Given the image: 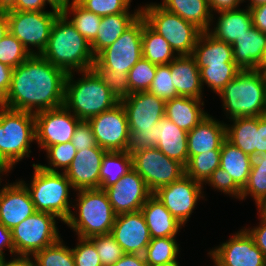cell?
<instances>
[{
  "label": "cell",
  "instance_id": "7402d4cb",
  "mask_svg": "<svg viewBox=\"0 0 266 266\" xmlns=\"http://www.w3.org/2000/svg\"><path fill=\"white\" fill-rule=\"evenodd\" d=\"M226 123L217 120L210 114L197 124L187 134L188 159L191 156L221 150V145L226 139Z\"/></svg>",
  "mask_w": 266,
  "mask_h": 266
},
{
  "label": "cell",
  "instance_id": "7c38bea8",
  "mask_svg": "<svg viewBox=\"0 0 266 266\" xmlns=\"http://www.w3.org/2000/svg\"><path fill=\"white\" fill-rule=\"evenodd\" d=\"M130 154L133 169L144 179L152 193L185 175V166L168 158L157 147Z\"/></svg>",
  "mask_w": 266,
  "mask_h": 266
},
{
  "label": "cell",
  "instance_id": "e7e4bbea",
  "mask_svg": "<svg viewBox=\"0 0 266 266\" xmlns=\"http://www.w3.org/2000/svg\"><path fill=\"white\" fill-rule=\"evenodd\" d=\"M74 0H45L51 9L62 13Z\"/></svg>",
  "mask_w": 266,
  "mask_h": 266
},
{
  "label": "cell",
  "instance_id": "ac0fdd59",
  "mask_svg": "<svg viewBox=\"0 0 266 266\" xmlns=\"http://www.w3.org/2000/svg\"><path fill=\"white\" fill-rule=\"evenodd\" d=\"M120 102L127 116L129 131L155 129L165 116L166 101L148 91L132 93Z\"/></svg>",
  "mask_w": 266,
  "mask_h": 266
},
{
  "label": "cell",
  "instance_id": "74e56055",
  "mask_svg": "<svg viewBox=\"0 0 266 266\" xmlns=\"http://www.w3.org/2000/svg\"><path fill=\"white\" fill-rule=\"evenodd\" d=\"M62 13L69 17V21L89 43L96 38L101 16L86 10L77 1H73Z\"/></svg>",
  "mask_w": 266,
  "mask_h": 266
},
{
  "label": "cell",
  "instance_id": "6f0895ef",
  "mask_svg": "<svg viewBox=\"0 0 266 266\" xmlns=\"http://www.w3.org/2000/svg\"><path fill=\"white\" fill-rule=\"evenodd\" d=\"M9 250V253L15 255V247L12 241V230L0 224V254L5 255L4 250Z\"/></svg>",
  "mask_w": 266,
  "mask_h": 266
},
{
  "label": "cell",
  "instance_id": "2644e50d",
  "mask_svg": "<svg viewBox=\"0 0 266 266\" xmlns=\"http://www.w3.org/2000/svg\"><path fill=\"white\" fill-rule=\"evenodd\" d=\"M244 2H246V0H244ZM247 2L249 3L245 7H248L249 9L261 4H266V0H248Z\"/></svg>",
  "mask_w": 266,
  "mask_h": 266
},
{
  "label": "cell",
  "instance_id": "44dd1931",
  "mask_svg": "<svg viewBox=\"0 0 266 266\" xmlns=\"http://www.w3.org/2000/svg\"><path fill=\"white\" fill-rule=\"evenodd\" d=\"M106 152L107 150L98 145L76 152L73 161L64 172L74 191L100 188V168Z\"/></svg>",
  "mask_w": 266,
  "mask_h": 266
},
{
  "label": "cell",
  "instance_id": "e575fe53",
  "mask_svg": "<svg viewBox=\"0 0 266 266\" xmlns=\"http://www.w3.org/2000/svg\"><path fill=\"white\" fill-rule=\"evenodd\" d=\"M132 168L129 151H107L100 168V189L104 190L115 184Z\"/></svg>",
  "mask_w": 266,
  "mask_h": 266
},
{
  "label": "cell",
  "instance_id": "d6986e66",
  "mask_svg": "<svg viewBox=\"0 0 266 266\" xmlns=\"http://www.w3.org/2000/svg\"><path fill=\"white\" fill-rule=\"evenodd\" d=\"M111 234L126 254L143 255L151 240L140 210L116 215Z\"/></svg>",
  "mask_w": 266,
  "mask_h": 266
},
{
  "label": "cell",
  "instance_id": "603a6c76",
  "mask_svg": "<svg viewBox=\"0 0 266 266\" xmlns=\"http://www.w3.org/2000/svg\"><path fill=\"white\" fill-rule=\"evenodd\" d=\"M215 13L218 14L217 20L214 17L216 16ZM215 13H213L207 32L214 38L226 43L232 44L253 26L251 11L248 7L246 9L221 10ZM212 25L214 26L212 27Z\"/></svg>",
  "mask_w": 266,
  "mask_h": 266
},
{
  "label": "cell",
  "instance_id": "ee69618b",
  "mask_svg": "<svg viewBox=\"0 0 266 266\" xmlns=\"http://www.w3.org/2000/svg\"><path fill=\"white\" fill-rule=\"evenodd\" d=\"M91 69L118 100L131 94L127 73H114L111 69L103 68L96 60Z\"/></svg>",
  "mask_w": 266,
  "mask_h": 266
},
{
  "label": "cell",
  "instance_id": "d6a6232c",
  "mask_svg": "<svg viewBox=\"0 0 266 266\" xmlns=\"http://www.w3.org/2000/svg\"><path fill=\"white\" fill-rule=\"evenodd\" d=\"M226 126V139L251 155L256 153V132L258 131V117H237L230 120Z\"/></svg>",
  "mask_w": 266,
  "mask_h": 266
},
{
  "label": "cell",
  "instance_id": "f907efd6",
  "mask_svg": "<svg viewBox=\"0 0 266 266\" xmlns=\"http://www.w3.org/2000/svg\"><path fill=\"white\" fill-rule=\"evenodd\" d=\"M208 184L212 189L217 192H223L225 195L239 199L242 194V189L234 182L233 178L228 174L226 170L217 168L208 180L203 184Z\"/></svg>",
  "mask_w": 266,
  "mask_h": 266
},
{
  "label": "cell",
  "instance_id": "5b68a950",
  "mask_svg": "<svg viewBox=\"0 0 266 266\" xmlns=\"http://www.w3.org/2000/svg\"><path fill=\"white\" fill-rule=\"evenodd\" d=\"M75 192L77 198L72 204L75 212L71 211L65 224L81 238L111 233L116 214L106 192L100 188Z\"/></svg>",
  "mask_w": 266,
  "mask_h": 266
},
{
  "label": "cell",
  "instance_id": "277c9868",
  "mask_svg": "<svg viewBox=\"0 0 266 266\" xmlns=\"http://www.w3.org/2000/svg\"><path fill=\"white\" fill-rule=\"evenodd\" d=\"M76 73L82 74L77 80L74 72L67 73L64 106L80 120L87 121L120 102L92 69Z\"/></svg>",
  "mask_w": 266,
  "mask_h": 266
},
{
  "label": "cell",
  "instance_id": "6125c7cd",
  "mask_svg": "<svg viewBox=\"0 0 266 266\" xmlns=\"http://www.w3.org/2000/svg\"><path fill=\"white\" fill-rule=\"evenodd\" d=\"M113 266H147L143 255L124 254Z\"/></svg>",
  "mask_w": 266,
  "mask_h": 266
},
{
  "label": "cell",
  "instance_id": "e0dca14e",
  "mask_svg": "<svg viewBox=\"0 0 266 266\" xmlns=\"http://www.w3.org/2000/svg\"><path fill=\"white\" fill-rule=\"evenodd\" d=\"M104 191L116 215L139 211L153 194L133 168Z\"/></svg>",
  "mask_w": 266,
  "mask_h": 266
},
{
  "label": "cell",
  "instance_id": "8992f818",
  "mask_svg": "<svg viewBox=\"0 0 266 266\" xmlns=\"http://www.w3.org/2000/svg\"><path fill=\"white\" fill-rule=\"evenodd\" d=\"M33 175L30 183L20 180L28 189L35 210L47 212L65 223L69 218L73 201L70 200L71 182L64 172H50L33 163Z\"/></svg>",
  "mask_w": 266,
  "mask_h": 266
},
{
  "label": "cell",
  "instance_id": "f35d334b",
  "mask_svg": "<svg viewBox=\"0 0 266 266\" xmlns=\"http://www.w3.org/2000/svg\"><path fill=\"white\" fill-rule=\"evenodd\" d=\"M221 150H212L191 156L185 166V175L204 184L220 166Z\"/></svg>",
  "mask_w": 266,
  "mask_h": 266
},
{
  "label": "cell",
  "instance_id": "34e18365",
  "mask_svg": "<svg viewBox=\"0 0 266 266\" xmlns=\"http://www.w3.org/2000/svg\"><path fill=\"white\" fill-rule=\"evenodd\" d=\"M147 266H180V265H147Z\"/></svg>",
  "mask_w": 266,
  "mask_h": 266
},
{
  "label": "cell",
  "instance_id": "db71d44e",
  "mask_svg": "<svg viewBox=\"0 0 266 266\" xmlns=\"http://www.w3.org/2000/svg\"><path fill=\"white\" fill-rule=\"evenodd\" d=\"M259 216V225L253 226V228H250V226L244 227L249 234L254 239L255 245L262 251V253L266 257V217L258 215Z\"/></svg>",
  "mask_w": 266,
  "mask_h": 266
},
{
  "label": "cell",
  "instance_id": "681fc988",
  "mask_svg": "<svg viewBox=\"0 0 266 266\" xmlns=\"http://www.w3.org/2000/svg\"><path fill=\"white\" fill-rule=\"evenodd\" d=\"M76 246L72 247L75 266H102L94 243L89 238L77 236Z\"/></svg>",
  "mask_w": 266,
  "mask_h": 266
},
{
  "label": "cell",
  "instance_id": "9c48e42d",
  "mask_svg": "<svg viewBox=\"0 0 266 266\" xmlns=\"http://www.w3.org/2000/svg\"><path fill=\"white\" fill-rule=\"evenodd\" d=\"M59 14L60 12L54 9L50 11H6L9 32L23 44L31 55H41L47 46L52 25Z\"/></svg>",
  "mask_w": 266,
  "mask_h": 266
},
{
  "label": "cell",
  "instance_id": "91938a15",
  "mask_svg": "<svg viewBox=\"0 0 266 266\" xmlns=\"http://www.w3.org/2000/svg\"><path fill=\"white\" fill-rule=\"evenodd\" d=\"M266 152V115L258 117L256 132V153Z\"/></svg>",
  "mask_w": 266,
  "mask_h": 266
},
{
  "label": "cell",
  "instance_id": "89a4df30",
  "mask_svg": "<svg viewBox=\"0 0 266 266\" xmlns=\"http://www.w3.org/2000/svg\"><path fill=\"white\" fill-rule=\"evenodd\" d=\"M256 70L261 71V72L266 71V47L264 49V53H263L262 59L260 61V64Z\"/></svg>",
  "mask_w": 266,
  "mask_h": 266
},
{
  "label": "cell",
  "instance_id": "cb8c5ba5",
  "mask_svg": "<svg viewBox=\"0 0 266 266\" xmlns=\"http://www.w3.org/2000/svg\"><path fill=\"white\" fill-rule=\"evenodd\" d=\"M173 85L178 96L203 99L204 89L201 82L200 70L192 55L177 56L169 64Z\"/></svg>",
  "mask_w": 266,
  "mask_h": 266
},
{
  "label": "cell",
  "instance_id": "c3c4849f",
  "mask_svg": "<svg viewBox=\"0 0 266 266\" xmlns=\"http://www.w3.org/2000/svg\"><path fill=\"white\" fill-rule=\"evenodd\" d=\"M148 92L165 101L178 97L168 64L157 65L155 77Z\"/></svg>",
  "mask_w": 266,
  "mask_h": 266
},
{
  "label": "cell",
  "instance_id": "7bdbcfd3",
  "mask_svg": "<svg viewBox=\"0 0 266 266\" xmlns=\"http://www.w3.org/2000/svg\"><path fill=\"white\" fill-rule=\"evenodd\" d=\"M157 65L145 58H141L128 72V82L131 94L145 92L151 87L156 73Z\"/></svg>",
  "mask_w": 266,
  "mask_h": 266
},
{
  "label": "cell",
  "instance_id": "60d3db41",
  "mask_svg": "<svg viewBox=\"0 0 266 266\" xmlns=\"http://www.w3.org/2000/svg\"><path fill=\"white\" fill-rule=\"evenodd\" d=\"M33 257L37 266H75L72 248L66 246L62 238L36 252Z\"/></svg>",
  "mask_w": 266,
  "mask_h": 266
},
{
  "label": "cell",
  "instance_id": "b9f144b4",
  "mask_svg": "<svg viewBox=\"0 0 266 266\" xmlns=\"http://www.w3.org/2000/svg\"><path fill=\"white\" fill-rule=\"evenodd\" d=\"M48 165H41L50 172H65L76 155V148L71 141L49 146L46 150Z\"/></svg>",
  "mask_w": 266,
  "mask_h": 266
},
{
  "label": "cell",
  "instance_id": "836d02e7",
  "mask_svg": "<svg viewBox=\"0 0 266 266\" xmlns=\"http://www.w3.org/2000/svg\"><path fill=\"white\" fill-rule=\"evenodd\" d=\"M143 58L156 65H166L173 61L177 55L170 44L147 23L142 30Z\"/></svg>",
  "mask_w": 266,
  "mask_h": 266
},
{
  "label": "cell",
  "instance_id": "03108f58",
  "mask_svg": "<svg viewBox=\"0 0 266 266\" xmlns=\"http://www.w3.org/2000/svg\"><path fill=\"white\" fill-rule=\"evenodd\" d=\"M9 33V24L5 11H0V40Z\"/></svg>",
  "mask_w": 266,
  "mask_h": 266
},
{
  "label": "cell",
  "instance_id": "11e5206c",
  "mask_svg": "<svg viewBox=\"0 0 266 266\" xmlns=\"http://www.w3.org/2000/svg\"><path fill=\"white\" fill-rule=\"evenodd\" d=\"M0 166H5V165L1 162V160H0Z\"/></svg>",
  "mask_w": 266,
  "mask_h": 266
},
{
  "label": "cell",
  "instance_id": "11a10c76",
  "mask_svg": "<svg viewBox=\"0 0 266 266\" xmlns=\"http://www.w3.org/2000/svg\"><path fill=\"white\" fill-rule=\"evenodd\" d=\"M13 68L0 62V102L7 95L12 79Z\"/></svg>",
  "mask_w": 266,
  "mask_h": 266
},
{
  "label": "cell",
  "instance_id": "6da1fadb",
  "mask_svg": "<svg viewBox=\"0 0 266 266\" xmlns=\"http://www.w3.org/2000/svg\"><path fill=\"white\" fill-rule=\"evenodd\" d=\"M67 73L41 55H31L13 69L10 89L0 105L37 113L64 105Z\"/></svg>",
  "mask_w": 266,
  "mask_h": 266
},
{
  "label": "cell",
  "instance_id": "52a82bcc",
  "mask_svg": "<svg viewBox=\"0 0 266 266\" xmlns=\"http://www.w3.org/2000/svg\"><path fill=\"white\" fill-rule=\"evenodd\" d=\"M36 142L35 114L0 105V160L11 171L22 159L30 157Z\"/></svg>",
  "mask_w": 266,
  "mask_h": 266
},
{
  "label": "cell",
  "instance_id": "94428289",
  "mask_svg": "<svg viewBox=\"0 0 266 266\" xmlns=\"http://www.w3.org/2000/svg\"><path fill=\"white\" fill-rule=\"evenodd\" d=\"M212 13L221 10L237 9L244 0H208ZM214 11V12H213Z\"/></svg>",
  "mask_w": 266,
  "mask_h": 266
},
{
  "label": "cell",
  "instance_id": "1f68e13d",
  "mask_svg": "<svg viewBox=\"0 0 266 266\" xmlns=\"http://www.w3.org/2000/svg\"><path fill=\"white\" fill-rule=\"evenodd\" d=\"M219 167L226 170L234 182L243 190L251 171L250 155L225 139L221 145Z\"/></svg>",
  "mask_w": 266,
  "mask_h": 266
},
{
  "label": "cell",
  "instance_id": "30bf717a",
  "mask_svg": "<svg viewBox=\"0 0 266 266\" xmlns=\"http://www.w3.org/2000/svg\"><path fill=\"white\" fill-rule=\"evenodd\" d=\"M57 220L60 221L53 214L36 211L13 227L11 230L15 255H34L57 242L61 238Z\"/></svg>",
  "mask_w": 266,
  "mask_h": 266
},
{
  "label": "cell",
  "instance_id": "7dc6e473",
  "mask_svg": "<svg viewBox=\"0 0 266 266\" xmlns=\"http://www.w3.org/2000/svg\"><path fill=\"white\" fill-rule=\"evenodd\" d=\"M95 245L102 266H113L125 253L111 233L89 238Z\"/></svg>",
  "mask_w": 266,
  "mask_h": 266
},
{
  "label": "cell",
  "instance_id": "8fae6325",
  "mask_svg": "<svg viewBox=\"0 0 266 266\" xmlns=\"http://www.w3.org/2000/svg\"><path fill=\"white\" fill-rule=\"evenodd\" d=\"M146 23L141 15L123 34L111 45L104 48L95 60L114 73H127L143 57L142 30Z\"/></svg>",
  "mask_w": 266,
  "mask_h": 266
},
{
  "label": "cell",
  "instance_id": "d4e9b609",
  "mask_svg": "<svg viewBox=\"0 0 266 266\" xmlns=\"http://www.w3.org/2000/svg\"><path fill=\"white\" fill-rule=\"evenodd\" d=\"M156 147L168 158L187 165L188 162V132L179 128L165 116L155 125Z\"/></svg>",
  "mask_w": 266,
  "mask_h": 266
},
{
  "label": "cell",
  "instance_id": "4316f807",
  "mask_svg": "<svg viewBox=\"0 0 266 266\" xmlns=\"http://www.w3.org/2000/svg\"><path fill=\"white\" fill-rule=\"evenodd\" d=\"M140 211L144 216L151 238L177 237L183 227L153 194Z\"/></svg>",
  "mask_w": 266,
  "mask_h": 266
},
{
  "label": "cell",
  "instance_id": "f5cc1de1",
  "mask_svg": "<svg viewBox=\"0 0 266 266\" xmlns=\"http://www.w3.org/2000/svg\"><path fill=\"white\" fill-rule=\"evenodd\" d=\"M129 132L130 145L128 151L130 153L156 147V129Z\"/></svg>",
  "mask_w": 266,
  "mask_h": 266
},
{
  "label": "cell",
  "instance_id": "4fadbf2b",
  "mask_svg": "<svg viewBox=\"0 0 266 266\" xmlns=\"http://www.w3.org/2000/svg\"><path fill=\"white\" fill-rule=\"evenodd\" d=\"M204 185L186 175L171 184L158 188L153 195L158 198L173 215V217L185 227L198 200L204 197Z\"/></svg>",
  "mask_w": 266,
  "mask_h": 266
},
{
  "label": "cell",
  "instance_id": "8c879c8a",
  "mask_svg": "<svg viewBox=\"0 0 266 266\" xmlns=\"http://www.w3.org/2000/svg\"><path fill=\"white\" fill-rule=\"evenodd\" d=\"M8 172L11 173V171L6 166H0V183H2L3 181V175L8 174Z\"/></svg>",
  "mask_w": 266,
  "mask_h": 266
},
{
  "label": "cell",
  "instance_id": "8d00e7d4",
  "mask_svg": "<svg viewBox=\"0 0 266 266\" xmlns=\"http://www.w3.org/2000/svg\"><path fill=\"white\" fill-rule=\"evenodd\" d=\"M250 166L249 179L242 190L240 201L250 195L257 205L266 196V152L251 154Z\"/></svg>",
  "mask_w": 266,
  "mask_h": 266
},
{
  "label": "cell",
  "instance_id": "f6af8a7d",
  "mask_svg": "<svg viewBox=\"0 0 266 266\" xmlns=\"http://www.w3.org/2000/svg\"><path fill=\"white\" fill-rule=\"evenodd\" d=\"M31 54L23 44L10 32L0 40V62L16 68L27 60Z\"/></svg>",
  "mask_w": 266,
  "mask_h": 266
},
{
  "label": "cell",
  "instance_id": "9a60e30c",
  "mask_svg": "<svg viewBox=\"0 0 266 266\" xmlns=\"http://www.w3.org/2000/svg\"><path fill=\"white\" fill-rule=\"evenodd\" d=\"M97 145L107 151H128L130 132L123 105L119 102L112 109L89 118Z\"/></svg>",
  "mask_w": 266,
  "mask_h": 266
},
{
  "label": "cell",
  "instance_id": "ba28073f",
  "mask_svg": "<svg viewBox=\"0 0 266 266\" xmlns=\"http://www.w3.org/2000/svg\"><path fill=\"white\" fill-rule=\"evenodd\" d=\"M141 15L146 23L170 44L177 56L192 55L203 32L200 28L167 11L159 3L152 2L141 6Z\"/></svg>",
  "mask_w": 266,
  "mask_h": 266
},
{
  "label": "cell",
  "instance_id": "753ad0ef",
  "mask_svg": "<svg viewBox=\"0 0 266 266\" xmlns=\"http://www.w3.org/2000/svg\"><path fill=\"white\" fill-rule=\"evenodd\" d=\"M6 261L5 255L0 254V266H3Z\"/></svg>",
  "mask_w": 266,
  "mask_h": 266
},
{
  "label": "cell",
  "instance_id": "4dcf8cb0",
  "mask_svg": "<svg viewBox=\"0 0 266 266\" xmlns=\"http://www.w3.org/2000/svg\"><path fill=\"white\" fill-rule=\"evenodd\" d=\"M160 5L167 11L193 23L203 32L210 27L213 13L208 0H162Z\"/></svg>",
  "mask_w": 266,
  "mask_h": 266
},
{
  "label": "cell",
  "instance_id": "680465c9",
  "mask_svg": "<svg viewBox=\"0 0 266 266\" xmlns=\"http://www.w3.org/2000/svg\"><path fill=\"white\" fill-rule=\"evenodd\" d=\"M46 6L48 5L45 0H16V4L11 10L45 11Z\"/></svg>",
  "mask_w": 266,
  "mask_h": 266
},
{
  "label": "cell",
  "instance_id": "f1b7e54d",
  "mask_svg": "<svg viewBox=\"0 0 266 266\" xmlns=\"http://www.w3.org/2000/svg\"><path fill=\"white\" fill-rule=\"evenodd\" d=\"M192 56L199 70L208 64H235L232 45L214 38L207 31L201 33Z\"/></svg>",
  "mask_w": 266,
  "mask_h": 266
},
{
  "label": "cell",
  "instance_id": "d590c367",
  "mask_svg": "<svg viewBox=\"0 0 266 266\" xmlns=\"http://www.w3.org/2000/svg\"><path fill=\"white\" fill-rule=\"evenodd\" d=\"M180 244L176 237L151 238L143 254L147 265H179Z\"/></svg>",
  "mask_w": 266,
  "mask_h": 266
},
{
  "label": "cell",
  "instance_id": "be15d7a7",
  "mask_svg": "<svg viewBox=\"0 0 266 266\" xmlns=\"http://www.w3.org/2000/svg\"><path fill=\"white\" fill-rule=\"evenodd\" d=\"M3 266H37V262L33 255H13Z\"/></svg>",
  "mask_w": 266,
  "mask_h": 266
},
{
  "label": "cell",
  "instance_id": "ab89813d",
  "mask_svg": "<svg viewBox=\"0 0 266 266\" xmlns=\"http://www.w3.org/2000/svg\"><path fill=\"white\" fill-rule=\"evenodd\" d=\"M241 71L236 64H208L200 69L202 86L207 85L215 94L220 91Z\"/></svg>",
  "mask_w": 266,
  "mask_h": 266
},
{
  "label": "cell",
  "instance_id": "484cf974",
  "mask_svg": "<svg viewBox=\"0 0 266 266\" xmlns=\"http://www.w3.org/2000/svg\"><path fill=\"white\" fill-rule=\"evenodd\" d=\"M231 45L235 64L241 70H256L266 47V34L252 26Z\"/></svg>",
  "mask_w": 266,
  "mask_h": 266
},
{
  "label": "cell",
  "instance_id": "3957f363",
  "mask_svg": "<svg viewBox=\"0 0 266 266\" xmlns=\"http://www.w3.org/2000/svg\"><path fill=\"white\" fill-rule=\"evenodd\" d=\"M227 119L266 115V75L241 70L218 94Z\"/></svg>",
  "mask_w": 266,
  "mask_h": 266
},
{
  "label": "cell",
  "instance_id": "5bb4252c",
  "mask_svg": "<svg viewBox=\"0 0 266 266\" xmlns=\"http://www.w3.org/2000/svg\"><path fill=\"white\" fill-rule=\"evenodd\" d=\"M207 253L214 266H265L266 257L243 227Z\"/></svg>",
  "mask_w": 266,
  "mask_h": 266
},
{
  "label": "cell",
  "instance_id": "f546056e",
  "mask_svg": "<svg viewBox=\"0 0 266 266\" xmlns=\"http://www.w3.org/2000/svg\"><path fill=\"white\" fill-rule=\"evenodd\" d=\"M140 16L141 13H119L103 16L96 38L90 43L94 56L113 44Z\"/></svg>",
  "mask_w": 266,
  "mask_h": 266
},
{
  "label": "cell",
  "instance_id": "ffe728a7",
  "mask_svg": "<svg viewBox=\"0 0 266 266\" xmlns=\"http://www.w3.org/2000/svg\"><path fill=\"white\" fill-rule=\"evenodd\" d=\"M0 187V224L12 229L36 212L30 193L20 181ZM0 186L1 183H0Z\"/></svg>",
  "mask_w": 266,
  "mask_h": 266
},
{
  "label": "cell",
  "instance_id": "816d5d0a",
  "mask_svg": "<svg viewBox=\"0 0 266 266\" xmlns=\"http://www.w3.org/2000/svg\"><path fill=\"white\" fill-rule=\"evenodd\" d=\"M71 142L76 148V151H80L82 149H89L97 146L92 127L88 123V121L81 120L78 123L75 128Z\"/></svg>",
  "mask_w": 266,
  "mask_h": 266
},
{
  "label": "cell",
  "instance_id": "003e7915",
  "mask_svg": "<svg viewBox=\"0 0 266 266\" xmlns=\"http://www.w3.org/2000/svg\"><path fill=\"white\" fill-rule=\"evenodd\" d=\"M16 4V0H0V11H9Z\"/></svg>",
  "mask_w": 266,
  "mask_h": 266
},
{
  "label": "cell",
  "instance_id": "9f6ffc18",
  "mask_svg": "<svg viewBox=\"0 0 266 266\" xmlns=\"http://www.w3.org/2000/svg\"><path fill=\"white\" fill-rule=\"evenodd\" d=\"M253 26L266 34V4H261L250 8Z\"/></svg>",
  "mask_w": 266,
  "mask_h": 266
},
{
  "label": "cell",
  "instance_id": "a7ac6f4b",
  "mask_svg": "<svg viewBox=\"0 0 266 266\" xmlns=\"http://www.w3.org/2000/svg\"><path fill=\"white\" fill-rule=\"evenodd\" d=\"M257 214L266 217V196L256 205Z\"/></svg>",
  "mask_w": 266,
  "mask_h": 266
},
{
  "label": "cell",
  "instance_id": "2e32d148",
  "mask_svg": "<svg viewBox=\"0 0 266 266\" xmlns=\"http://www.w3.org/2000/svg\"><path fill=\"white\" fill-rule=\"evenodd\" d=\"M80 121L64 105L39 111L35 113V143L45 151L51 145L69 142Z\"/></svg>",
  "mask_w": 266,
  "mask_h": 266
},
{
  "label": "cell",
  "instance_id": "83f0119b",
  "mask_svg": "<svg viewBox=\"0 0 266 266\" xmlns=\"http://www.w3.org/2000/svg\"><path fill=\"white\" fill-rule=\"evenodd\" d=\"M204 105L201 99L178 96L166 101L165 117L189 132L208 114L203 108Z\"/></svg>",
  "mask_w": 266,
  "mask_h": 266
},
{
  "label": "cell",
  "instance_id": "bcb514c9",
  "mask_svg": "<svg viewBox=\"0 0 266 266\" xmlns=\"http://www.w3.org/2000/svg\"><path fill=\"white\" fill-rule=\"evenodd\" d=\"M132 0H79L78 3L86 10L98 16H108L119 13H141V6L130 12Z\"/></svg>",
  "mask_w": 266,
  "mask_h": 266
},
{
  "label": "cell",
  "instance_id": "7a4b0ae2",
  "mask_svg": "<svg viewBox=\"0 0 266 266\" xmlns=\"http://www.w3.org/2000/svg\"><path fill=\"white\" fill-rule=\"evenodd\" d=\"M41 56L66 73L90 70L95 61L91 44L63 13L56 17Z\"/></svg>",
  "mask_w": 266,
  "mask_h": 266
}]
</instances>
